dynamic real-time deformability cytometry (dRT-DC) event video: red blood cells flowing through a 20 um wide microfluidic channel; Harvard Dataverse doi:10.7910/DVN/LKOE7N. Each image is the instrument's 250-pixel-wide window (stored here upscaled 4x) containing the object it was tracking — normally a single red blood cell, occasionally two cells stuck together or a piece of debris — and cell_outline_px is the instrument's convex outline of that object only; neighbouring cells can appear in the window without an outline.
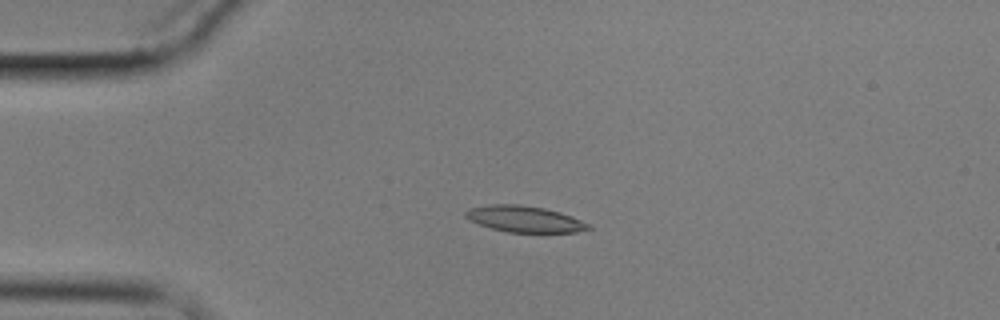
{"species": "common noctule bat (a hibernating species)", "species_latin": "Nyctalus noctula", "temperature_condition": "cold", "stored_images_in_passage": 5, "camera_frame_rate_fps": 3000, "um_per_image_px": 0.085, "animal": {"sex": "male", "body_mass_g": 17.9}, "frame": {"image": 1, "passage_image": 3, "time_ms": 3.0, "image_size_px": [1000, 320], "cell_outline_px": [[592, 228], [576, 232], [508, 232], [492, 228], [468, 220], [464, 216], [464, 212], [468, 208], [492, 204], [520, 204], [544, 208], [560, 212], [572, 216], [588, 224]], "centroid_in_image_um": [44.55, 18.61], "position_along_channel_um": 40.5, "area_um2": 18.73}}
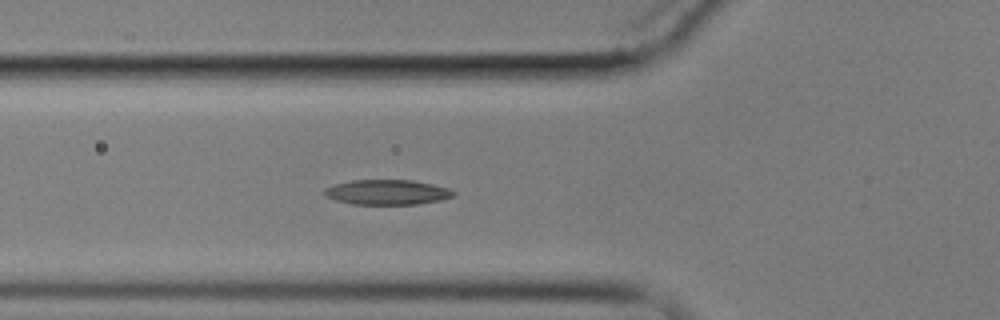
{"frame": {"image": 2, "passage_image": 5, "time_ms": 5.333, "image_size_px": [1000, 320], "cell_outline_px": [[456, 192], [452, 196], [440, 200], [416, 204], [352, 204], [336, 200], [324, 196], [320, 192], [324, 188], [336, 184], [352, 180], [412, 180], [432, 184], [448, 188]], "centroid_in_image_um": [32.85, 16.33], "position_along_channel_um": 92.9, "area_um2": 18.79}}